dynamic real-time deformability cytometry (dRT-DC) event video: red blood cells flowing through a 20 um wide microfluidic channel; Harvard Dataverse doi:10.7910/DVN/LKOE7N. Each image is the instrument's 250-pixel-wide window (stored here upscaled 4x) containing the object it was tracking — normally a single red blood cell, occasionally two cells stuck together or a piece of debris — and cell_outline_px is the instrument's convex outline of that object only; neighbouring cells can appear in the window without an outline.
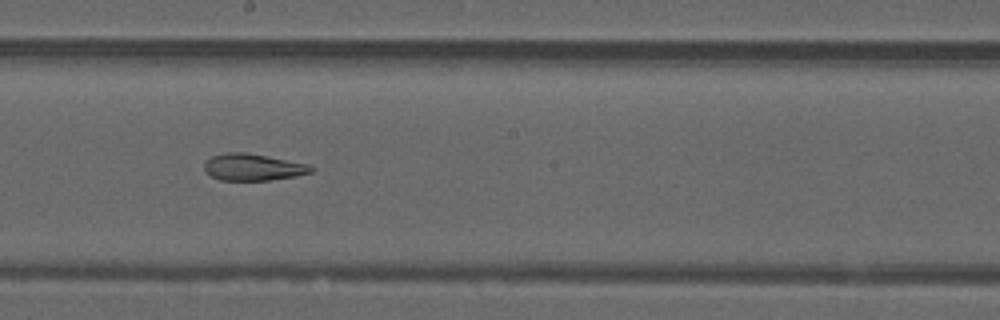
{"species": "common noctule bat (a hibernating species)", "species_latin": "Nyctalus noctula", "temperature_condition": "warm", "stored_images_in_passage": 51, "camera_frame_rate_fps": 3000, "um_per_image_px": 0.085, "animal": {"sex": "male", "forearm_length_mm": 52.5}, "frame": {"image": 1, "passage_image": 28, "time_ms": 9.0, "image_size_px": [1000, 320], "cell_outline_px": [[316, 168], [312, 172], [296, 176], [268, 180], [220, 180], [212, 176], [204, 168], [204, 164], [212, 156], [224, 152], [244, 152], [308, 164]], "centroid_in_image_um": [21.52, 14.21], "position_along_channel_um": 226.7, "area_um2": 16.47}}
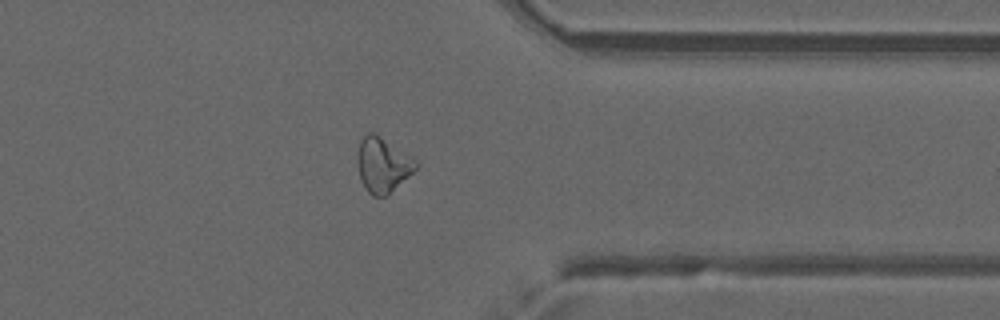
{"frame": {"image": 2, "passage_image": 40, "time_ms": 13.0, "image_size_px": [1000, 320], "cell_outline_px": [[420, 164], [388, 196], [372, 196], [368, 192], [360, 180], [356, 160], [360, 140], [368, 132], [376, 132], [416, 160]], "centroid_in_image_um": [32.51, 14.01], "position_along_channel_um": 378.9, "area_um2": 18.84}}
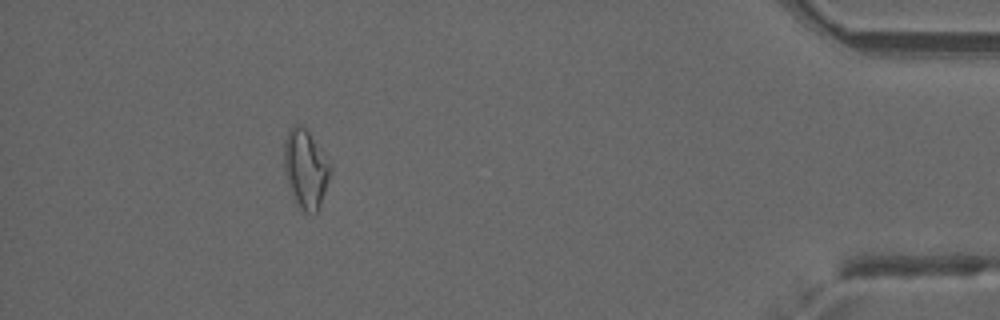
{"frame": {"image": 3, "passage_image": 46, "time_ms": 15.0, "image_size_px": [1000, 320], "cell_outline_px": [[332, 168], [320, 204], [316, 212], [304, 212], [300, 208], [288, 188], [284, 168], [284, 140], [288, 132], [296, 124], [300, 124], [308, 132], [320, 148]], "centroid_in_image_um": [25.95, 14.35], "position_along_channel_um": 409.3, "area_um2": 20.75}, "authors_computed_cell_mechanics": {"area_um2": 20.519, "velocity_mm_per_s": 4.0022, "shape_relaxation_time_tau1_ms": null, "shape_relaxation_time_tau2_ms": 5.4745, "deformation_change_tau1": null, "deformation_change_tau2": 0.1633}}